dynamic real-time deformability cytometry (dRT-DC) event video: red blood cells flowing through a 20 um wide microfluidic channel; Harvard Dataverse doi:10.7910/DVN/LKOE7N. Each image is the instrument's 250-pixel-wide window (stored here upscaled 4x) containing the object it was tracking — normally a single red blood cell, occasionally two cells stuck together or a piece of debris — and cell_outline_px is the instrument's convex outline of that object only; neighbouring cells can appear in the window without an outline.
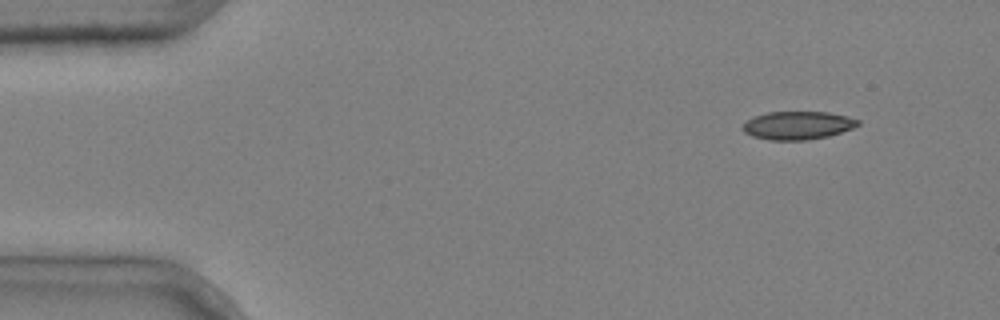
{"species": "common noctule bat (a hibernating species)", "species_latin": "Nyctalus noctula", "temperature_condition": "cold", "stored_images_in_passage": 3, "camera_frame_rate_fps": 3000, "um_per_image_px": 0.085, "animal": {"sex": "male", "body_mass_g": 20.4}, "frame": {"image": 1, "passage_image": 1, "time_ms": 0.0, "image_size_px": [1000, 320], "cell_outline_px": [[860, 124], [852, 128], [828, 136], [808, 140], [768, 140], [752, 136], [744, 132], [740, 128], [748, 120], [756, 116], [768, 112], [828, 112], [848, 116], [860, 120]], "centroid_in_image_um": [67.81, 10.66], "position_along_channel_um": 17.2, "area_um2": 18.9}}
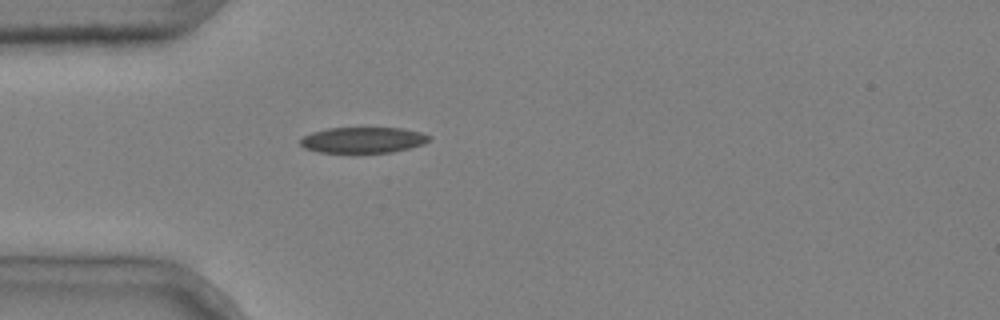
{"frame": {"image": 2, "passage_image": 3, "time_ms": 0.667, "image_size_px": [1000, 320], "cell_outline_px": [[432, 136], [424, 144], [392, 152], [352, 156], [320, 152], [304, 148], [300, 144], [300, 140], [304, 136], [312, 132], [328, 128], [404, 128], [420, 132]], "centroid_in_image_um": [30.83, 11.95], "position_along_channel_um": 54.2, "area_um2": 20.29}}